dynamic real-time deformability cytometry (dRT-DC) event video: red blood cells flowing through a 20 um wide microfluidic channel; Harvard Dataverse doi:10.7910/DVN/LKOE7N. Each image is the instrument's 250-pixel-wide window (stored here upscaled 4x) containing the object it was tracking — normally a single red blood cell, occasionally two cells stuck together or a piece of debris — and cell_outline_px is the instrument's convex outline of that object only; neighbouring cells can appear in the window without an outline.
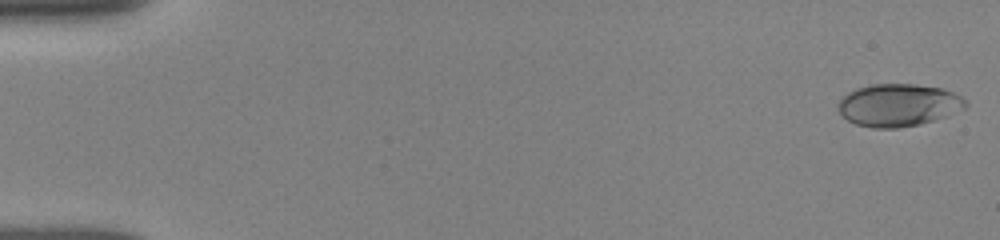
{"species": "human", "species_latin": "Homo sapiens", "temperature_condition": "room temperature", "stored_images_in_passage": 20, "camera_frame_rate_fps": 3000, "um_per_image_px": 0.085, "donor": {"sex": "female"}, "frame": {"image": 1, "passage_image": 1, "time_ms": 0.0, "image_size_px": [1000, 240], "cell_outline_px": [[968, 104], [964, 108], [944, 116], [920, 124], [900, 128], [872, 128], [856, 124], [848, 120], [836, 108], [836, 104], [848, 92], [856, 88], [872, 84], [916, 84], [940, 88], [952, 92], [960, 96]], "centroid_in_image_um": [76.31, 8.93], "position_along_channel_um": 8.7, "area_um2": 31.39}}
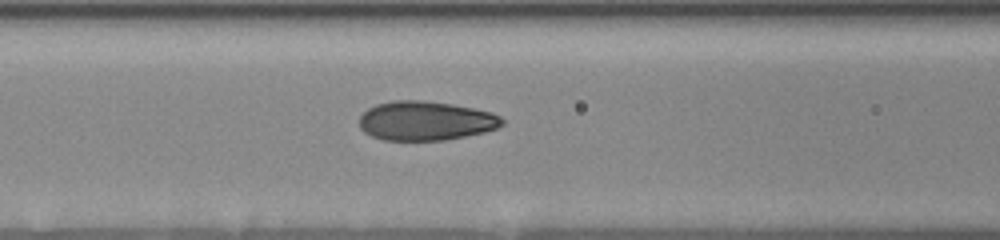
{"frame": {"image": 2, "passage_image": 9, "time_ms": 7.0, "image_size_px": [1000, 240], "cell_outline_px": [[504, 124], [496, 128], [484, 132], [444, 140], [384, 140], [372, 136], [364, 132], [360, 128], [360, 116], [368, 108], [376, 104], [392, 100], [424, 100], [452, 104], [476, 108], [492, 112], [500, 116], [504, 120]], "centroid_in_image_um": [36.19, 10.26], "position_along_channel_um": 130.4, "area_um2": 32.77}}
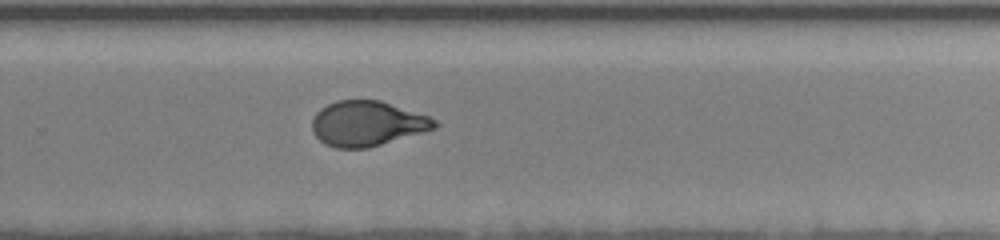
{"frame": {"image": 3, "passage_image": 20, "time_ms": 11.333, "image_size_px": [1000, 240], "cell_outline_px": [[440, 124], [436, 128], [424, 132], [368, 148], [336, 148], [324, 144], [312, 132], [312, 120], [316, 112], [320, 108], [336, 100], [380, 100], [428, 116], [436, 120]], "centroid_in_image_um": [31.2, 10.5], "position_along_channel_um": 298.6, "area_um2": 32.25}}